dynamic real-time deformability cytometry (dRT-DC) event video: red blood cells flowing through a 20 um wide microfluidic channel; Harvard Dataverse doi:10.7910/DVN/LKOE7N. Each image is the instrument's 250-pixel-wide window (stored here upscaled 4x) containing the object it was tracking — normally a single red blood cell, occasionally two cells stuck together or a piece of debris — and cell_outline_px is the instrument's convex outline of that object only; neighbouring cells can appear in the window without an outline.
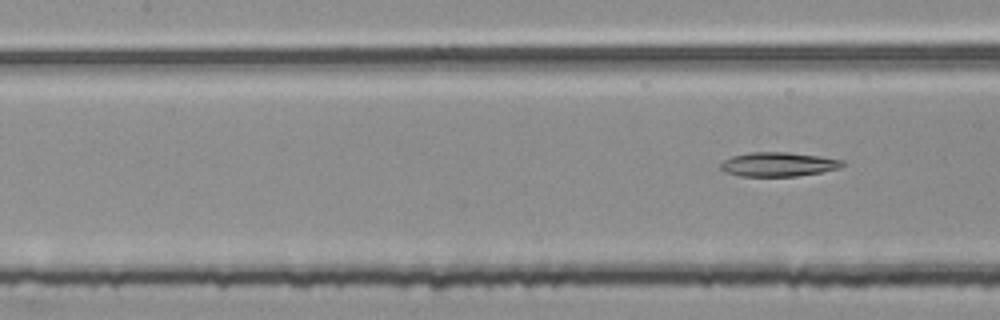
{"species": "common noctule bat (a hibernating species)", "species_latin": "Nyctalus noctula", "temperature_condition": "room temperature", "stored_images_in_passage": 7, "segment_of_instrument_passage": [3, 3], "camera_frame_rate_fps": 3000, "um_per_image_px": 0.085, "animal": {"sex": "female", "body_mass_g": 25.1}, "frame": {"image": 1, "passage_image": 7, "time_ms": 2.0, "image_size_px": [1000, 320], "cell_outline_px": [[844, 164], [840, 168], [820, 172], [796, 176], [740, 176], [728, 172], [720, 168], [720, 164], [724, 160], [732, 156], [752, 152], [788, 152], [820, 156], [844, 160]], "centroid_in_image_um": [66.18, 13.96], "position_along_channel_um": 141.2, "area_um2": 17.05}}